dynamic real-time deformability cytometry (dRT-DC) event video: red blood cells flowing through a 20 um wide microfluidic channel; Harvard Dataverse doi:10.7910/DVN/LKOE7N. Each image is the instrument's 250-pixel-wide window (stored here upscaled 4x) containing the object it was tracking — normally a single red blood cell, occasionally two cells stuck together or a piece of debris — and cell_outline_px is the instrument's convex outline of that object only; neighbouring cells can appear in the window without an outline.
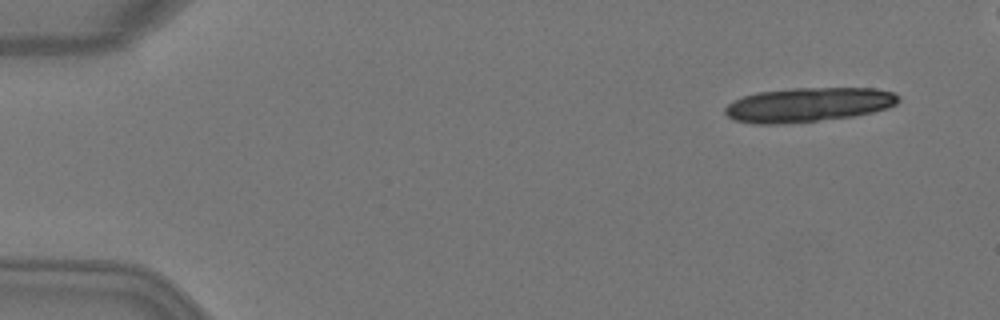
{"species": "Egyptian fruit bat (a non-hibernating species)", "species_latin": "Rousettus aegyptiacus", "temperature_condition": "warm", "stored_images_in_passage": 5, "segment_of_instrument_passage": [1, 2], "camera_frame_rate_fps": 3000, "um_per_image_px": 0.085, "animal": {"sex": "female"}, "frame": {"image": 1, "passage_image": 2, "time_ms": 0.333, "image_size_px": [1000, 320], "cell_outline_px": [[900, 100], [896, 104], [888, 108], [856, 116], [784, 124], [756, 124], [736, 120], [728, 116], [724, 112], [724, 108], [728, 104], [744, 96], [756, 92], [792, 88], [872, 88], [892, 92], [900, 96]], "centroid_in_image_um": [68.72, 8.9], "position_along_channel_um": 16.3, "area_um2": 34.74}}